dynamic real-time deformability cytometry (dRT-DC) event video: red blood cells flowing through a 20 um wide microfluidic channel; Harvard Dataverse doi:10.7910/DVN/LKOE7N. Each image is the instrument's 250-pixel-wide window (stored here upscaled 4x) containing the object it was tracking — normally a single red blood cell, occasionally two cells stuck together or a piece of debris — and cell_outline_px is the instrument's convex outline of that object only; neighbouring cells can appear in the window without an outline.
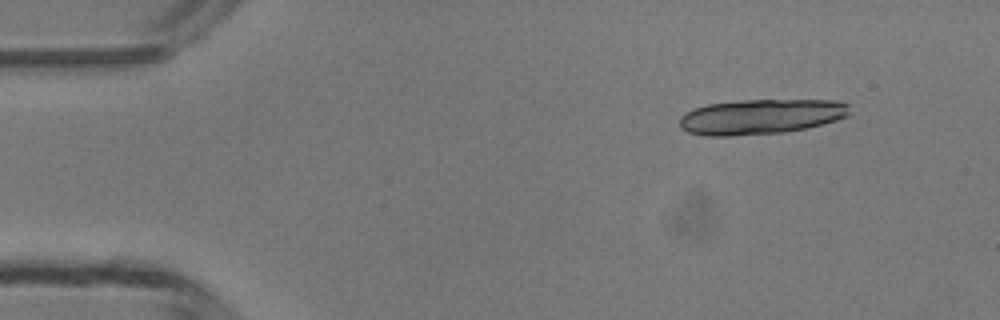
{"species": "common noctule bat (a hibernating species)", "species_latin": "Nyctalus noctula", "temperature_condition": "room temperature", "stored_images_in_passage": 4, "camera_frame_rate_fps": 3000, "um_per_image_px": 0.085, "animal": {"sex": "male", "body_mass_g": 13.3}, "frame": {"image": 1, "passage_image": 2, "time_ms": 1.0, "image_size_px": [1000, 320], "cell_outline_px": [[848, 116], [836, 120], [804, 128], [784, 132], [732, 136], [708, 136], [688, 132], [680, 128], [680, 116], [692, 108], [708, 104], [740, 100], [836, 100], [848, 104]], "centroid_in_image_um": [64.62, 9.91], "position_along_channel_um": 20.4, "area_um2": 34.74}}